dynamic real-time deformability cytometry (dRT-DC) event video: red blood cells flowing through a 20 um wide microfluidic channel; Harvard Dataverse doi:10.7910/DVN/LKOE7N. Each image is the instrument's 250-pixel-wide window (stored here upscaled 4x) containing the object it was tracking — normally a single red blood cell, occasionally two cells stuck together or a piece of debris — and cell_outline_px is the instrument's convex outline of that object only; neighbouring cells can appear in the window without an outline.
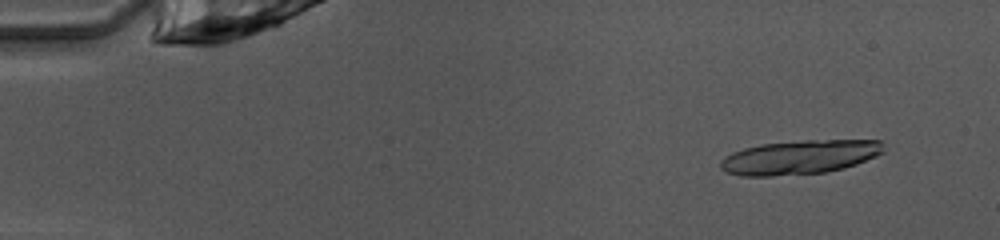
{"species": "common noctule bat (a hibernating species)", "species_latin": "Nyctalus noctula", "temperature_condition": "warm", "stored_images_in_passage": 50, "camera_frame_rate_fps": 3000, "um_per_image_px": 0.085, "animal": {"sex": "female", "body_mass_g": 10.0, "forearm_length_mm": 53.1}, "frame": {"image": 1, "passage_image": 5, "time_ms": 1.333, "image_size_px": [1000, 240], "cell_outline_px": [[884, 152], [876, 156], [856, 164], [844, 168], [828, 172], [772, 176], [740, 176], [724, 172], [720, 168], [720, 160], [724, 156], [732, 152], [744, 148], [760, 144], [804, 140], [880, 140]], "centroid_in_image_um": [67.92, 13.36], "position_along_channel_um": 17.1, "area_um2": 32.6}}
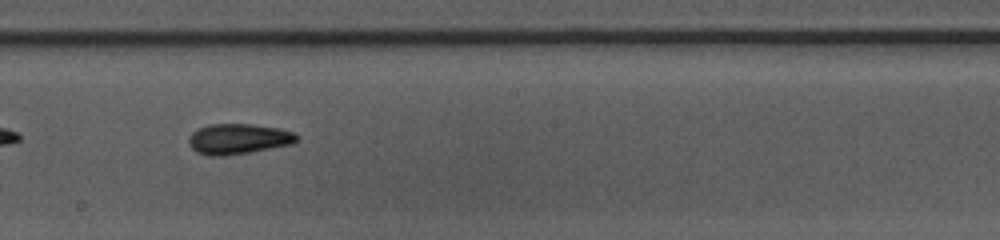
{"frame": {"image": 2, "passage_image": 29, "time_ms": 9.333, "image_size_px": [1000, 240], "cell_outline_px": [[300, 136], [292, 144], [248, 152], [224, 156], [208, 156], [196, 152], [192, 148], [188, 140], [192, 132], [208, 124], [252, 124], [280, 128], [292, 132]], "centroid_in_image_um": [20.25, 11.8], "position_along_channel_um": 228.0, "area_um2": 19.07}}
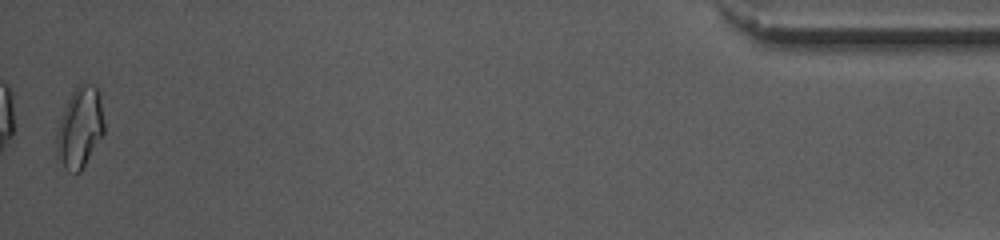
{"frame": {"image": 3, "passage_image": 50, "time_ms": 16.333, "image_size_px": [1000, 240], "cell_outline_px": [[104, 132], [80, 172], [68, 172], [64, 168], [56, 156], [56, 132], [64, 108], [72, 92], [84, 80], [96, 84], [100, 92], [104, 120]], "centroid_in_image_um": [6.79, 10.8], "position_along_channel_um": 428.4, "area_um2": 22.66}, "authors_computed_cell_mechanics": {"area_um2": 18.8428, "velocity_mm_per_s": 4.0438, "shape_relaxation_time_tau1_ms": 5.7073, "shape_relaxation_time_tau2_ms": 1.9417, "deformation_change_tau1": 0.1776, "deformation_change_tau2": 0.0909}}